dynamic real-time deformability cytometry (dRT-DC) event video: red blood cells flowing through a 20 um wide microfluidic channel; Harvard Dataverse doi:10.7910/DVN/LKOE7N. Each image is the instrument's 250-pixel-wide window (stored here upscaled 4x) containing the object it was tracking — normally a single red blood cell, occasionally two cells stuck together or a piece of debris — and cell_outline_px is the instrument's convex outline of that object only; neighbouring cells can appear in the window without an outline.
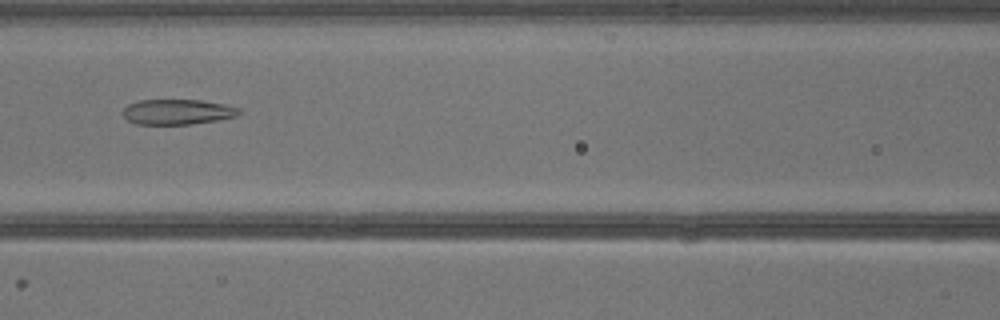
{"species": "common noctule bat (a hibernating species)", "species_latin": "Nyctalus noctula", "temperature_condition": "warm", "stored_images_in_passage": 40, "camera_frame_rate_fps": 3000, "um_per_image_px": 0.085, "animal": {"sex": "male", "body_mass_g": 13.3}, "frame": {"image": 1, "passage_image": 18, "time_ms": 5.667, "image_size_px": [1000, 320], "cell_outline_px": [[240, 112], [236, 116], [216, 120], [192, 124], [136, 124], [128, 120], [124, 116], [124, 108], [128, 104], [140, 100], [200, 100], [224, 104], [240, 108]], "centroid_in_image_um": [15.08, 9.51], "position_along_channel_um": 151.5, "area_um2": 16.94}}
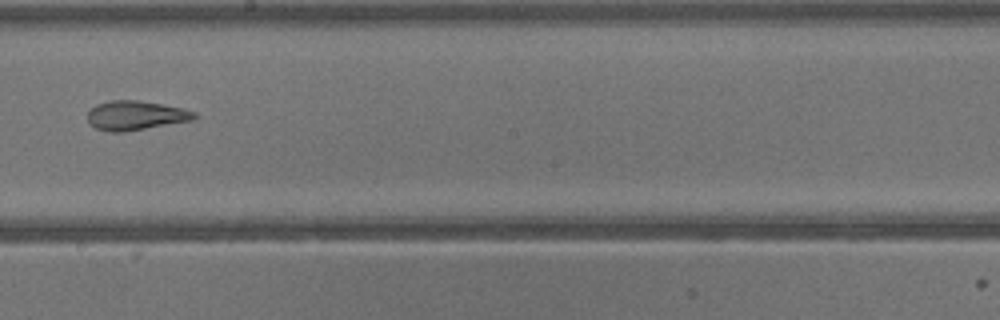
{"frame": {"image": 2, "passage_image": 23, "time_ms": 7.333, "image_size_px": [1000, 320], "cell_outline_px": [[200, 116], [192, 120], [124, 132], [108, 132], [96, 128], [88, 124], [88, 112], [96, 104], [112, 100], [140, 100], [180, 108], [196, 112]], "centroid_in_image_um": [11.51, 9.82], "position_along_channel_um": 236.7, "area_um2": 18.21}}
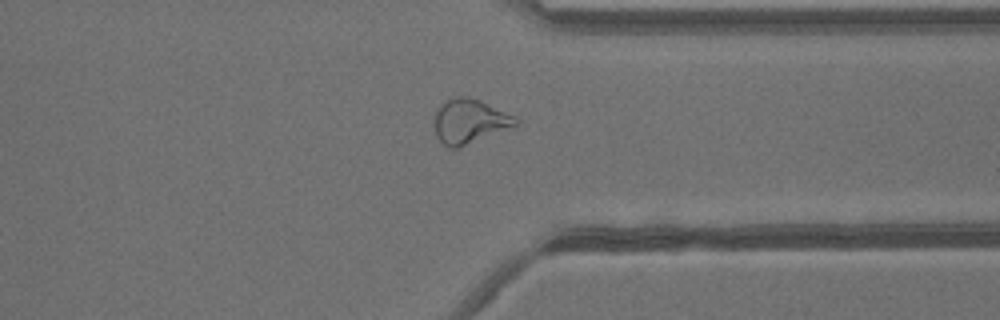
{"frame": {"image": 3, "passage_image": 31, "time_ms": 10.0, "image_size_px": [1000, 320], "cell_outline_px": [[520, 124], [456, 148], [452, 148], [444, 144], [436, 136], [436, 112], [440, 104], [456, 96], [468, 96], [480, 100], [516, 116], [520, 120]], "centroid_in_image_um": [39.96, 10.28], "position_along_channel_um": 371.4, "area_um2": 20.69}}